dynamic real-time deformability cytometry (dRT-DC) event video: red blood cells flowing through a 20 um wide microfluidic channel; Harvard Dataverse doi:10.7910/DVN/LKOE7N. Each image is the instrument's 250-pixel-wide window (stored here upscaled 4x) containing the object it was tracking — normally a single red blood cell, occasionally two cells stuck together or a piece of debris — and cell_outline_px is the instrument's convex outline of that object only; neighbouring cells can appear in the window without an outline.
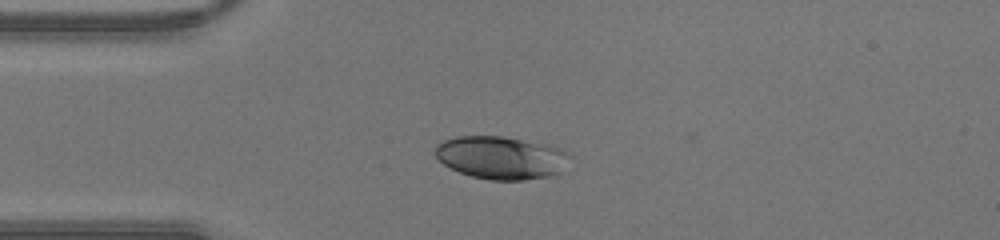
{"species": "human", "species_latin": "Homo sapiens", "temperature_condition": "warm", "stored_images_in_passage": 35, "camera_frame_rate_fps": 3000, "um_per_image_px": 0.085, "donor": {"sex": "male"}, "frame": {"image": 1, "passage_image": 1, "time_ms": 0.0, "image_size_px": [1000, 240], "cell_outline_px": [[572, 156], [560, 172], [552, 176], [524, 180], [492, 180], [472, 176], [460, 172], [444, 164], [436, 156], [436, 144], [444, 140], [456, 136], [504, 136], [548, 144], [560, 148]], "centroid_in_image_um": [42.63, 13.39], "position_along_channel_um": 42.4, "area_um2": 33.7}}
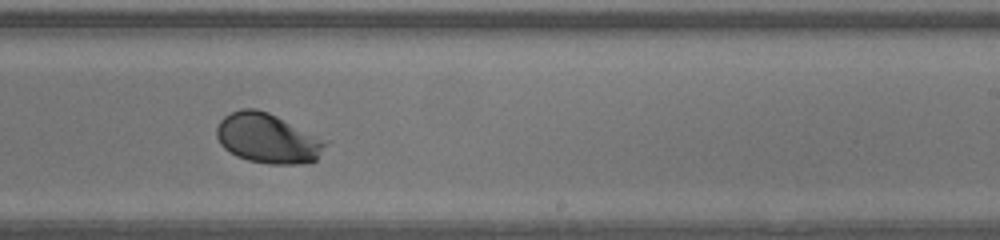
{"frame": {"image": 2, "passage_image": 17, "time_ms": 5.333, "image_size_px": [1000, 240], "cell_outline_px": [[324, 144], [316, 160], [300, 164], [268, 164], [248, 160], [236, 156], [224, 148], [220, 144], [216, 136], [216, 128], [220, 120], [224, 116], [240, 108], [256, 108], [268, 112], [276, 116]], "centroid_in_image_um": [22.58, 11.77], "position_along_channel_um": 266.4, "area_um2": 30.35}}
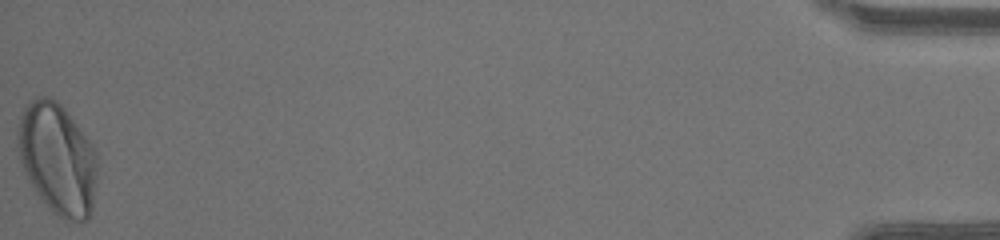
{"frame": {"image": 3, "passage_image": 35, "time_ms": 11.333, "image_size_px": [1000, 240], "cell_outline_px": [[96, 176], [92, 212], [88, 220], [80, 224], [68, 220], [52, 212], [40, 200], [24, 172], [20, 160], [16, 144], [16, 132], [20, 116], [24, 108], [36, 96], [52, 96], [64, 108], [92, 144], [96, 152]], "centroid_in_image_um": [4.87, 13.52], "position_along_channel_um": 430.3, "area_um2": 52.08}}